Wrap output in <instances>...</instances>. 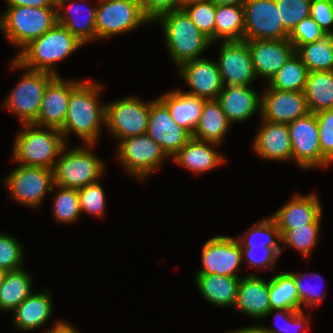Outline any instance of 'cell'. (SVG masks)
<instances>
[{
	"label": "cell",
	"instance_id": "1",
	"mask_svg": "<svg viewBox=\"0 0 333 333\" xmlns=\"http://www.w3.org/2000/svg\"><path fill=\"white\" fill-rule=\"evenodd\" d=\"M82 45L69 30L56 23L22 49L13 60L12 67H25L27 70L45 71L57 76L50 65L64 59Z\"/></svg>",
	"mask_w": 333,
	"mask_h": 333
},
{
	"label": "cell",
	"instance_id": "2",
	"mask_svg": "<svg viewBox=\"0 0 333 333\" xmlns=\"http://www.w3.org/2000/svg\"><path fill=\"white\" fill-rule=\"evenodd\" d=\"M100 84L82 82L71 94L67 116L60 132L63 136L74 131L84 139L85 144L93 146L96 142L100 123L105 122V106H98Z\"/></svg>",
	"mask_w": 333,
	"mask_h": 333
},
{
	"label": "cell",
	"instance_id": "3",
	"mask_svg": "<svg viewBox=\"0 0 333 333\" xmlns=\"http://www.w3.org/2000/svg\"><path fill=\"white\" fill-rule=\"evenodd\" d=\"M170 55L178 66L199 59L201 52L211 43L188 14L181 8L160 15Z\"/></svg>",
	"mask_w": 333,
	"mask_h": 333
},
{
	"label": "cell",
	"instance_id": "4",
	"mask_svg": "<svg viewBox=\"0 0 333 333\" xmlns=\"http://www.w3.org/2000/svg\"><path fill=\"white\" fill-rule=\"evenodd\" d=\"M18 134L14 146V160L22 166L42 167L53 170L54 157L61 154L65 146L63 135L59 129L48 127L49 131L35 129L34 124H24Z\"/></svg>",
	"mask_w": 333,
	"mask_h": 333
},
{
	"label": "cell",
	"instance_id": "5",
	"mask_svg": "<svg viewBox=\"0 0 333 333\" xmlns=\"http://www.w3.org/2000/svg\"><path fill=\"white\" fill-rule=\"evenodd\" d=\"M57 23L53 7L9 6L0 16V28L11 43L22 49Z\"/></svg>",
	"mask_w": 333,
	"mask_h": 333
},
{
	"label": "cell",
	"instance_id": "6",
	"mask_svg": "<svg viewBox=\"0 0 333 333\" xmlns=\"http://www.w3.org/2000/svg\"><path fill=\"white\" fill-rule=\"evenodd\" d=\"M61 153L63 156L53 168L54 185L63 188L80 189L97 182L103 173L104 164L101 159L90 152L88 147L75 148Z\"/></svg>",
	"mask_w": 333,
	"mask_h": 333
},
{
	"label": "cell",
	"instance_id": "7",
	"mask_svg": "<svg viewBox=\"0 0 333 333\" xmlns=\"http://www.w3.org/2000/svg\"><path fill=\"white\" fill-rule=\"evenodd\" d=\"M96 9L97 38L130 31L151 22L143 13L139 0H100Z\"/></svg>",
	"mask_w": 333,
	"mask_h": 333
},
{
	"label": "cell",
	"instance_id": "8",
	"mask_svg": "<svg viewBox=\"0 0 333 333\" xmlns=\"http://www.w3.org/2000/svg\"><path fill=\"white\" fill-rule=\"evenodd\" d=\"M244 9V40L288 39L275 0H246Z\"/></svg>",
	"mask_w": 333,
	"mask_h": 333
},
{
	"label": "cell",
	"instance_id": "9",
	"mask_svg": "<svg viewBox=\"0 0 333 333\" xmlns=\"http://www.w3.org/2000/svg\"><path fill=\"white\" fill-rule=\"evenodd\" d=\"M55 76L45 71L28 70L12 90L4 107L16 113L23 124H32L37 119L46 87Z\"/></svg>",
	"mask_w": 333,
	"mask_h": 333
},
{
	"label": "cell",
	"instance_id": "10",
	"mask_svg": "<svg viewBox=\"0 0 333 333\" xmlns=\"http://www.w3.org/2000/svg\"><path fill=\"white\" fill-rule=\"evenodd\" d=\"M150 104L137 98H124L105 106V122L119 139L145 134L148 128Z\"/></svg>",
	"mask_w": 333,
	"mask_h": 333
},
{
	"label": "cell",
	"instance_id": "11",
	"mask_svg": "<svg viewBox=\"0 0 333 333\" xmlns=\"http://www.w3.org/2000/svg\"><path fill=\"white\" fill-rule=\"evenodd\" d=\"M292 155L300 168L328 166L330 162L322 155L319 143L316 115H308L288 123Z\"/></svg>",
	"mask_w": 333,
	"mask_h": 333
},
{
	"label": "cell",
	"instance_id": "12",
	"mask_svg": "<svg viewBox=\"0 0 333 333\" xmlns=\"http://www.w3.org/2000/svg\"><path fill=\"white\" fill-rule=\"evenodd\" d=\"M118 150V159L126 170L141 179L157 169L167 157L161 146L146 133L121 140Z\"/></svg>",
	"mask_w": 333,
	"mask_h": 333
},
{
	"label": "cell",
	"instance_id": "13",
	"mask_svg": "<svg viewBox=\"0 0 333 333\" xmlns=\"http://www.w3.org/2000/svg\"><path fill=\"white\" fill-rule=\"evenodd\" d=\"M12 199L38 207L46 191L54 188L53 170L42 167L18 166L6 180Z\"/></svg>",
	"mask_w": 333,
	"mask_h": 333
},
{
	"label": "cell",
	"instance_id": "14",
	"mask_svg": "<svg viewBox=\"0 0 333 333\" xmlns=\"http://www.w3.org/2000/svg\"><path fill=\"white\" fill-rule=\"evenodd\" d=\"M146 134L171 157L192 138L186 129L172 119L167 106L159 98L150 104Z\"/></svg>",
	"mask_w": 333,
	"mask_h": 333
},
{
	"label": "cell",
	"instance_id": "15",
	"mask_svg": "<svg viewBox=\"0 0 333 333\" xmlns=\"http://www.w3.org/2000/svg\"><path fill=\"white\" fill-rule=\"evenodd\" d=\"M218 64L223 86H249L256 72L246 41L223 42Z\"/></svg>",
	"mask_w": 333,
	"mask_h": 333
},
{
	"label": "cell",
	"instance_id": "16",
	"mask_svg": "<svg viewBox=\"0 0 333 333\" xmlns=\"http://www.w3.org/2000/svg\"><path fill=\"white\" fill-rule=\"evenodd\" d=\"M242 258L238 240L222 235L211 238L203 246V268L197 274L238 277L234 271H238Z\"/></svg>",
	"mask_w": 333,
	"mask_h": 333
},
{
	"label": "cell",
	"instance_id": "17",
	"mask_svg": "<svg viewBox=\"0 0 333 333\" xmlns=\"http://www.w3.org/2000/svg\"><path fill=\"white\" fill-rule=\"evenodd\" d=\"M262 119L273 123H290L310 113L304 91H281L269 87L262 96Z\"/></svg>",
	"mask_w": 333,
	"mask_h": 333
},
{
	"label": "cell",
	"instance_id": "18",
	"mask_svg": "<svg viewBox=\"0 0 333 333\" xmlns=\"http://www.w3.org/2000/svg\"><path fill=\"white\" fill-rule=\"evenodd\" d=\"M82 82H64L59 76H55L47 85L43 95L37 119L32 123L38 127L61 129L67 116L70 94Z\"/></svg>",
	"mask_w": 333,
	"mask_h": 333
},
{
	"label": "cell",
	"instance_id": "19",
	"mask_svg": "<svg viewBox=\"0 0 333 333\" xmlns=\"http://www.w3.org/2000/svg\"><path fill=\"white\" fill-rule=\"evenodd\" d=\"M244 41L250 50L256 75H262L268 81L295 53V48L288 39Z\"/></svg>",
	"mask_w": 333,
	"mask_h": 333
},
{
	"label": "cell",
	"instance_id": "20",
	"mask_svg": "<svg viewBox=\"0 0 333 333\" xmlns=\"http://www.w3.org/2000/svg\"><path fill=\"white\" fill-rule=\"evenodd\" d=\"M181 75L191 86L186 94L206 100H217L223 88L218 64L203 58L188 61L179 66Z\"/></svg>",
	"mask_w": 333,
	"mask_h": 333
},
{
	"label": "cell",
	"instance_id": "21",
	"mask_svg": "<svg viewBox=\"0 0 333 333\" xmlns=\"http://www.w3.org/2000/svg\"><path fill=\"white\" fill-rule=\"evenodd\" d=\"M316 195L295 196L277 210L272 218L279 230H291L307 224H320L322 208Z\"/></svg>",
	"mask_w": 333,
	"mask_h": 333
},
{
	"label": "cell",
	"instance_id": "22",
	"mask_svg": "<svg viewBox=\"0 0 333 333\" xmlns=\"http://www.w3.org/2000/svg\"><path fill=\"white\" fill-rule=\"evenodd\" d=\"M263 125L254 141V149L259 156L269 160H289L293 158L290 134L287 123H273L263 119Z\"/></svg>",
	"mask_w": 333,
	"mask_h": 333
},
{
	"label": "cell",
	"instance_id": "23",
	"mask_svg": "<svg viewBox=\"0 0 333 333\" xmlns=\"http://www.w3.org/2000/svg\"><path fill=\"white\" fill-rule=\"evenodd\" d=\"M259 98L250 86L230 85L227 88L223 86L217 101L229 122H240L249 119L261 107Z\"/></svg>",
	"mask_w": 333,
	"mask_h": 333
},
{
	"label": "cell",
	"instance_id": "24",
	"mask_svg": "<svg viewBox=\"0 0 333 333\" xmlns=\"http://www.w3.org/2000/svg\"><path fill=\"white\" fill-rule=\"evenodd\" d=\"M241 312L251 317H266L271 310L269 300V281L253 274L240 279L234 304Z\"/></svg>",
	"mask_w": 333,
	"mask_h": 333
},
{
	"label": "cell",
	"instance_id": "25",
	"mask_svg": "<svg viewBox=\"0 0 333 333\" xmlns=\"http://www.w3.org/2000/svg\"><path fill=\"white\" fill-rule=\"evenodd\" d=\"M159 99L167 106L172 119L193 135L206 99L182 93L179 90L168 92Z\"/></svg>",
	"mask_w": 333,
	"mask_h": 333
},
{
	"label": "cell",
	"instance_id": "26",
	"mask_svg": "<svg viewBox=\"0 0 333 333\" xmlns=\"http://www.w3.org/2000/svg\"><path fill=\"white\" fill-rule=\"evenodd\" d=\"M218 143L207 142L191 138L173 157L179 165L195 172L210 171L224 158L211 147Z\"/></svg>",
	"mask_w": 333,
	"mask_h": 333
},
{
	"label": "cell",
	"instance_id": "27",
	"mask_svg": "<svg viewBox=\"0 0 333 333\" xmlns=\"http://www.w3.org/2000/svg\"><path fill=\"white\" fill-rule=\"evenodd\" d=\"M196 283L206 300L219 306L235 304L239 277L222 276L216 274H196Z\"/></svg>",
	"mask_w": 333,
	"mask_h": 333
},
{
	"label": "cell",
	"instance_id": "28",
	"mask_svg": "<svg viewBox=\"0 0 333 333\" xmlns=\"http://www.w3.org/2000/svg\"><path fill=\"white\" fill-rule=\"evenodd\" d=\"M230 122L217 100H206L192 137L207 142L220 143Z\"/></svg>",
	"mask_w": 333,
	"mask_h": 333
},
{
	"label": "cell",
	"instance_id": "29",
	"mask_svg": "<svg viewBox=\"0 0 333 333\" xmlns=\"http://www.w3.org/2000/svg\"><path fill=\"white\" fill-rule=\"evenodd\" d=\"M49 293H31L14 311V324L22 330L35 329L43 325L52 312Z\"/></svg>",
	"mask_w": 333,
	"mask_h": 333
},
{
	"label": "cell",
	"instance_id": "30",
	"mask_svg": "<svg viewBox=\"0 0 333 333\" xmlns=\"http://www.w3.org/2000/svg\"><path fill=\"white\" fill-rule=\"evenodd\" d=\"M304 94L310 113L333 109V71L309 72Z\"/></svg>",
	"mask_w": 333,
	"mask_h": 333
},
{
	"label": "cell",
	"instance_id": "31",
	"mask_svg": "<svg viewBox=\"0 0 333 333\" xmlns=\"http://www.w3.org/2000/svg\"><path fill=\"white\" fill-rule=\"evenodd\" d=\"M31 277L24 270L6 271L0 286V310L14 311L31 293Z\"/></svg>",
	"mask_w": 333,
	"mask_h": 333
},
{
	"label": "cell",
	"instance_id": "32",
	"mask_svg": "<svg viewBox=\"0 0 333 333\" xmlns=\"http://www.w3.org/2000/svg\"><path fill=\"white\" fill-rule=\"evenodd\" d=\"M244 41V9L239 5H217L214 40Z\"/></svg>",
	"mask_w": 333,
	"mask_h": 333
},
{
	"label": "cell",
	"instance_id": "33",
	"mask_svg": "<svg viewBox=\"0 0 333 333\" xmlns=\"http://www.w3.org/2000/svg\"><path fill=\"white\" fill-rule=\"evenodd\" d=\"M295 53L309 72L333 71V40L330 35L300 46Z\"/></svg>",
	"mask_w": 333,
	"mask_h": 333
},
{
	"label": "cell",
	"instance_id": "34",
	"mask_svg": "<svg viewBox=\"0 0 333 333\" xmlns=\"http://www.w3.org/2000/svg\"><path fill=\"white\" fill-rule=\"evenodd\" d=\"M308 69L294 53L269 81V87L281 91H304Z\"/></svg>",
	"mask_w": 333,
	"mask_h": 333
},
{
	"label": "cell",
	"instance_id": "35",
	"mask_svg": "<svg viewBox=\"0 0 333 333\" xmlns=\"http://www.w3.org/2000/svg\"><path fill=\"white\" fill-rule=\"evenodd\" d=\"M269 300L271 309L299 310V295L290 273H280L269 280Z\"/></svg>",
	"mask_w": 333,
	"mask_h": 333
},
{
	"label": "cell",
	"instance_id": "36",
	"mask_svg": "<svg viewBox=\"0 0 333 333\" xmlns=\"http://www.w3.org/2000/svg\"><path fill=\"white\" fill-rule=\"evenodd\" d=\"M70 8L68 11L66 10V14H71L74 12L78 13L80 12L79 5H74L73 7L70 5ZM96 9L97 8H90L88 11L87 16L81 21L78 22L74 19H76L74 16L68 15L65 17L60 15L59 9H57V23L64 26L67 30H69L79 41H81L83 44L85 42H88L92 39H97V30H96ZM73 11V12H72ZM77 20H79L77 18Z\"/></svg>",
	"mask_w": 333,
	"mask_h": 333
},
{
	"label": "cell",
	"instance_id": "37",
	"mask_svg": "<svg viewBox=\"0 0 333 333\" xmlns=\"http://www.w3.org/2000/svg\"><path fill=\"white\" fill-rule=\"evenodd\" d=\"M197 28L214 42L216 5L210 0H194L181 7Z\"/></svg>",
	"mask_w": 333,
	"mask_h": 333
},
{
	"label": "cell",
	"instance_id": "38",
	"mask_svg": "<svg viewBox=\"0 0 333 333\" xmlns=\"http://www.w3.org/2000/svg\"><path fill=\"white\" fill-rule=\"evenodd\" d=\"M257 235L258 236L264 235L263 237H265V238L267 237V239H265V241L263 240V242L258 243V242H256L258 239L256 237ZM247 236L248 237L246 239H244V237H242L243 239L239 238L238 242L240 243L241 247H270L278 255L281 254V252H282L281 249H284L278 245L276 240L273 239V236H274L275 238L277 237L279 242L281 241V235H280L278 226L272 217L268 218L267 220L264 219L258 225L257 224L255 225V223H254L253 228H251L249 230V233H247Z\"/></svg>",
	"mask_w": 333,
	"mask_h": 333
},
{
	"label": "cell",
	"instance_id": "39",
	"mask_svg": "<svg viewBox=\"0 0 333 333\" xmlns=\"http://www.w3.org/2000/svg\"><path fill=\"white\" fill-rule=\"evenodd\" d=\"M319 224H307L291 230H279L281 241L286 246H292L300 250L303 255L309 256L312 247L317 244Z\"/></svg>",
	"mask_w": 333,
	"mask_h": 333
},
{
	"label": "cell",
	"instance_id": "40",
	"mask_svg": "<svg viewBox=\"0 0 333 333\" xmlns=\"http://www.w3.org/2000/svg\"><path fill=\"white\" fill-rule=\"evenodd\" d=\"M54 214L62 222H74L81 214L78 189L60 187V192L55 196Z\"/></svg>",
	"mask_w": 333,
	"mask_h": 333
},
{
	"label": "cell",
	"instance_id": "41",
	"mask_svg": "<svg viewBox=\"0 0 333 333\" xmlns=\"http://www.w3.org/2000/svg\"><path fill=\"white\" fill-rule=\"evenodd\" d=\"M283 27L290 33L303 19L310 16L312 0H275Z\"/></svg>",
	"mask_w": 333,
	"mask_h": 333
},
{
	"label": "cell",
	"instance_id": "42",
	"mask_svg": "<svg viewBox=\"0 0 333 333\" xmlns=\"http://www.w3.org/2000/svg\"><path fill=\"white\" fill-rule=\"evenodd\" d=\"M326 35L321 27L309 16L292 29L288 40L293 44L296 51L300 46L316 42Z\"/></svg>",
	"mask_w": 333,
	"mask_h": 333
},
{
	"label": "cell",
	"instance_id": "43",
	"mask_svg": "<svg viewBox=\"0 0 333 333\" xmlns=\"http://www.w3.org/2000/svg\"><path fill=\"white\" fill-rule=\"evenodd\" d=\"M78 197L81 212L103 216L105 207V195L102 186L95 182L78 189Z\"/></svg>",
	"mask_w": 333,
	"mask_h": 333
},
{
	"label": "cell",
	"instance_id": "44",
	"mask_svg": "<svg viewBox=\"0 0 333 333\" xmlns=\"http://www.w3.org/2000/svg\"><path fill=\"white\" fill-rule=\"evenodd\" d=\"M22 246L13 237L0 234V268L5 271L21 269Z\"/></svg>",
	"mask_w": 333,
	"mask_h": 333
},
{
	"label": "cell",
	"instance_id": "45",
	"mask_svg": "<svg viewBox=\"0 0 333 333\" xmlns=\"http://www.w3.org/2000/svg\"><path fill=\"white\" fill-rule=\"evenodd\" d=\"M315 115L321 153L331 163L333 161V109L323 110Z\"/></svg>",
	"mask_w": 333,
	"mask_h": 333
},
{
	"label": "cell",
	"instance_id": "46",
	"mask_svg": "<svg viewBox=\"0 0 333 333\" xmlns=\"http://www.w3.org/2000/svg\"><path fill=\"white\" fill-rule=\"evenodd\" d=\"M310 17L330 35L332 32L328 26L333 23V0H312Z\"/></svg>",
	"mask_w": 333,
	"mask_h": 333
},
{
	"label": "cell",
	"instance_id": "47",
	"mask_svg": "<svg viewBox=\"0 0 333 333\" xmlns=\"http://www.w3.org/2000/svg\"><path fill=\"white\" fill-rule=\"evenodd\" d=\"M144 15L155 21L160 15L181 9L180 0H139Z\"/></svg>",
	"mask_w": 333,
	"mask_h": 333
},
{
	"label": "cell",
	"instance_id": "48",
	"mask_svg": "<svg viewBox=\"0 0 333 333\" xmlns=\"http://www.w3.org/2000/svg\"><path fill=\"white\" fill-rule=\"evenodd\" d=\"M293 278H294V282H295V286L297 288V292L299 295V310H302L301 308V304L302 302L305 303V307L308 305H315L320 304L322 299L325 297V294L322 293V296L318 293L320 287H317L318 290L316 289H310L312 288V286L310 288L306 287L303 284V279L306 276V274H303L300 276V274H296V273H290ZM300 276V277H299ZM313 278H320L319 275H313Z\"/></svg>",
	"mask_w": 333,
	"mask_h": 333
},
{
	"label": "cell",
	"instance_id": "49",
	"mask_svg": "<svg viewBox=\"0 0 333 333\" xmlns=\"http://www.w3.org/2000/svg\"><path fill=\"white\" fill-rule=\"evenodd\" d=\"M256 249L262 250L263 255L261 258L258 255H255L254 252ZM257 251V250H256ZM242 256L246 255V258L250 265L254 267L264 266L270 263V265L274 264L275 259H277L278 254L270 247H241Z\"/></svg>",
	"mask_w": 333,
	"mask_h": 333
},
{
	"label": "cell",
	"instance_id": "50",
	"mask_svg": "<svg viewBox=\"0 0 333 333\" xmlns=\"http://www.w3.org/2000/svg\"><path fill=\"white\" fill-rule=\"evenodd\" d=\"M66 1L69 0H7L8 6L26 7H60L65 8Z\"/></svg>",
	"mask_w": 333,
	"mask_h": 333
},
{
	"label": "cell",
	"instance_id": "51",
	"mask_svg": "<svg viewBox=\"0 0 333 333\" xmlns=\"http://www.w3.org/2000/svg\"><path fill=\"white\" fill-rule=\"evenodd\" d=\"M304 313H303V310H291L290 311V322L288 320V325L291 324L290 327H296L298 326V331L300 332L302 330V328H299L301 326H304L305 327V319H304ZM287 326L286 328V333L290 332L289 330L292 329L293 331V328H290Z\"/></svg>",
	"mask_w": 333,
	"mask_h": 333
},
{
	"label": "cell",
	"instance_id": "52",
	"mask_svg": "<svg viewBox=\"0 0 333 333\" xmlns=\"http://www.w3.org/2000/svg\"><path fill=\"white\" fill-rule=\"evenodd\" d=\"M274 311H278V316L280 318H282L284 321L288 322V319H290V311L289 309H271L268 313H267V316L270 315V313L274 312ZM286 313V314H285ZM286 316H285V315ZM279 327V326H277ZM286 328H287V325L286 326H281L279 328H277L276 330H273V329H270V328H266L265 329L269 332V333H286Z\"/></svg>",
	"mask_w": 333,
	"mask_h": 333
},
{
	"label": "cell",
	"instance_id": "53",
	"mask_svg": "<svg viewBox=\"0 0 333 333\" xmlns=\"http://www.w3.org/2000/svg\"><path fill=\"white\" fill-rule=\"evenodd\" d=\"M46 333H77V331L68 323L57 322L52 330Z\"/></svg>",
	"mask_w": 333,
	"mask_h": 333
},
{
	"label": "cell",
	"instance_id": "54",
	"mask_svg": "<svg viewBox=\"0 0 333 333\" xmlns=\"http://www.w3.org/2000/svg\"><path fill=\"white\" fill-rule=\"evenodd\" d=\"M232 333H269L264 327H249V328H242L240 330H235Z\"/></svg>",
	"mask_w": 333,
	"mask_h": 333
},
{
	"label": "cell",
	"instance_id": "55",
	"mask_svg": "<svg viewBox=\"0 0 333 333\" xmlns=\"http://www.w3.org/2000/svg\"><path fill=\"white\" fill-rule=\"evenodd\" d=\"M217 5H239L243 6L246 0H210Z\"/></svg>",
	"mask_w": 333,
	"mask_h": 333
},
{
	"label": "cell",
	"instance_id": "56",
	"mask_svg": "<svg viewBox=\"0 0 333 333\" xmlns=\"http://www.w3.org/2000/svg\"><path fill=\"white\" fill-rule=\"evenodd\" d=\"M5 272L6 271L4 269L0 268V286H1V283H2Z\"/></svg>",
	"mask_w": 333,
	"mask_h": 333
},
{
	"label": "cell",
	"instance_id": "57",
	"mask_svg": "<svg viewBox=\"0 0 333 333\" xmlns=\"http://www.w3.org/2000/svg\"><path fill=\"white\" fill-rule=\"evenodd\" d=\"M190 1H194V0H180V2H181L182 5L185 4V3H187V2H190Z\"/></svg>",
	"mask_w": 333,
	"mask_h": 333
}]
</instances>
